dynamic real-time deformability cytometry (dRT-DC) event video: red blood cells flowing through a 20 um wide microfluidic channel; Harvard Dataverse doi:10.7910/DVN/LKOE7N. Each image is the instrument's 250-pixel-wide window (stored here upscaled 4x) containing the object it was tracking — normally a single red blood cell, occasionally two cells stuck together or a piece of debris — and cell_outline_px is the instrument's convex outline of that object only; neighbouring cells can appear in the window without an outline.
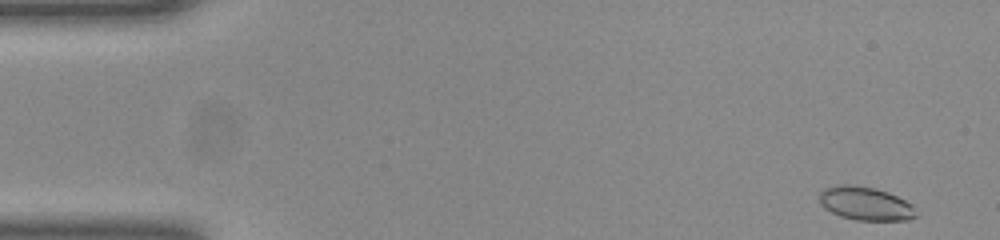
{"species": "common noctule bat (a hibernating species)", "species_latin": "Nyctalus noctula", "temperature_condition": "room temperature", "stored_images_in_passage": 49, "camera_frame_rate_fps": 3000, "um_per_image_px": 0.085, "animal": {"sex": "female", "body_mass_g": 23.0, "forearm_length_mm": 53.4}, "frame": {"image": 1, "passage_image": 1, "time_ms": 0.0, "image_size_px": [1000, 240], "cell_outline_px": [[916, 216], [908, 220], [856, 220], [840, 216], [824, 208], [820, 204], [820, 192], [824, 188], [836, 184], [852, 184], [876, 188], [888, 192], [912, 204]], "centroid_in_image_um": [73.53, 17.28], "position_along_channel_um": 11.5, "area_um2": 18.9}}
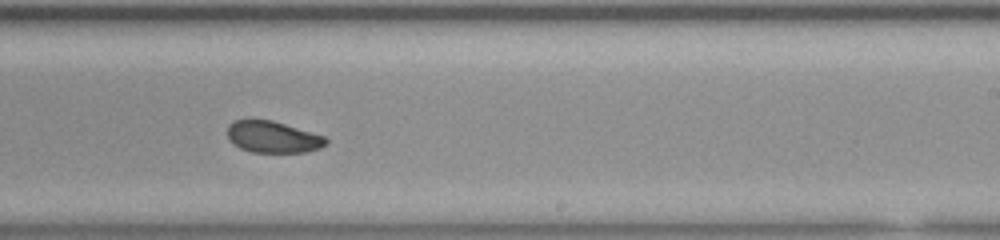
{"frame": {"image": 2, "passage_image": 29, "time_ms": 9.333, "image_size_px": [1000, 240], "cell_outline_px": [[328, 144], [320, 148], [308, 152], [252, 152], [240, 148], [232, 144], [228, 140], [228, 124], [236, 120], [248, 116], [252, 116], [272, 120], [324, 136], [328, 140]], "centroid_in_image_um": [23.14, 11.61], "position_along_channel_um": 265.9, "area_um2": 18.73}}
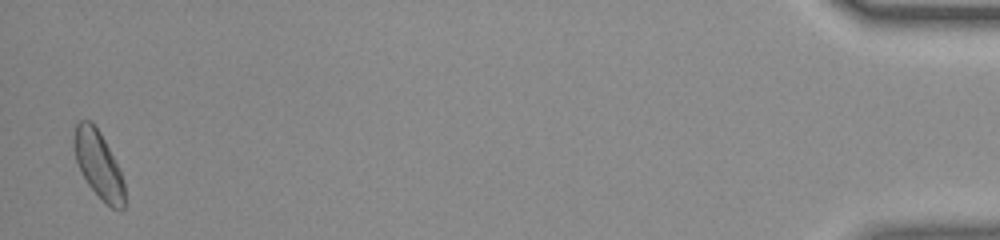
{"frame": {"image": 3, "passage_image": 48, "time_ms": 15.667, "image_size_px": [1000, 240], "cell_outline_px": [[124, 208], [120, 212], [112, 208], [88, 184], [76, 160], [72, 144], [72, 136], [76, 124], [80, 120], [92, 120], [100, 132], [124, 180]], "centroid_in_image_um": [8.34, 13.95], "position_along_channel_um": 426.9, "area_um2": 19.48}, "authors_computed_cell_mechanics": {"area_um2": 19.3052, "velocity_mm_per_s": 4.0369, "shape_relaxation_time_tau1_ms": 3.7608, "shape_relaxation_time_tau2_ms": null, "deformation_change_tau1": 0.1006, "deformation_change_tau2": null}}